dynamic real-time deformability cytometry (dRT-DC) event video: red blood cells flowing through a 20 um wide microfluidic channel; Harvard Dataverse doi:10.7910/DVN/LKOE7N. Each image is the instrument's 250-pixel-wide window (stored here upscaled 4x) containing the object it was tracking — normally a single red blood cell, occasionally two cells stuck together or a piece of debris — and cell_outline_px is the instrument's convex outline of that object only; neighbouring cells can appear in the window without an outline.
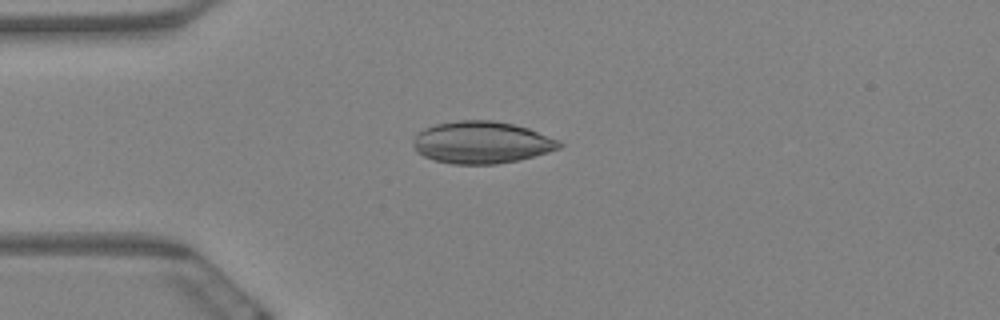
{"species": "Egyptian fruit bat (a non-hibernating species)", "species_latin": "Rousettus aegyptiacus", "temperature_condition": "warm", "stored_images_in_passage": 6, "camera_frame_rate_fps": 3000, "um_per_image_px": 0.085, "animal": {"sex": "female"}, "frame": {"image": 1, "passage_image": 6, "time_ms": 1.667, "image_size_px": [1000, 320], "cell_outline_px": [[564, 144], [560, 148], [548, 152], [520, 160], [496, 164], [452, 164], [432, 160], [416, 152], [412, 144], [412, 140], [416, 132], [424, 128], [436, 124], [460, 120], [492, 120], [512, 124], [528, 128], [560, 140]], "centroid_in_image_um": [40.91, 12.11], "position_along_channel_um": 44.1, "area_um2": 36.18}}